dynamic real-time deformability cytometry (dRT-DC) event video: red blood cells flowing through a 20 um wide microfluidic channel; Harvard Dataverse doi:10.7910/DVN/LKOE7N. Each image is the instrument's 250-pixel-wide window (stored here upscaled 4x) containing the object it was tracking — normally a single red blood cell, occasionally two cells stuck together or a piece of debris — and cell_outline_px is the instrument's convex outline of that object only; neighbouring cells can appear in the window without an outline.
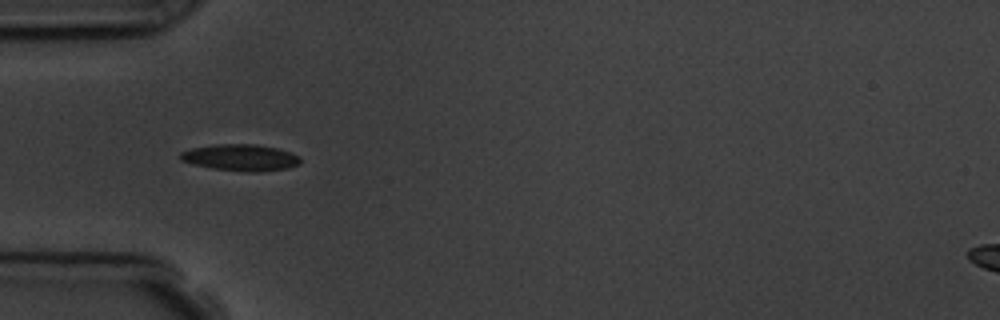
{"species": "common noctule bat (a hibernating species)", "species_latin": "Nyctalus noctula", "temperature_condition": "room temperature", "stored_images_in_passage": 6, "camera_frame_rate_fps": 3000, "um_per_image_px": 0.085, "animal": {"sex": "male", "body_mass_g": 19.5, "forearm_length_mm": 54.6}, "frame": {"image": 1, "passage_image": 4, "time_ms": 3.333, "image_size_px": [1000, 320], "cell_outline_px": [[300, 164], [288, 168], [256, 172], [248, 172], [212, 168], [192, 164], [180, 160], [180, 152], [192, 148], [216, 144], [256, 144], [276, 148], [300, 156]], "centroid_in_image_um": [20.44, 13.39], "position_along_channel_um": 64.6, "area_um2": 18.5}}